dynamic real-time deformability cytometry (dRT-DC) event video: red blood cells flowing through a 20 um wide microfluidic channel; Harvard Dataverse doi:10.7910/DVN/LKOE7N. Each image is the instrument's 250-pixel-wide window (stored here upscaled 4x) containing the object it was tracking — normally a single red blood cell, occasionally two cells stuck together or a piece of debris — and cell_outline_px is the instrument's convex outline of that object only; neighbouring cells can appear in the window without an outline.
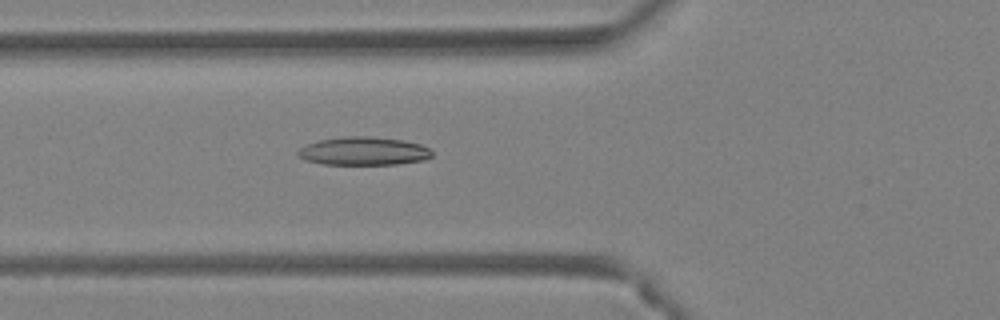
{"species": "Egyptian fruit bat (a non-hibernating species)", "species_latin": "Rousettus aegyptiacus", "temperature_condition": "warm", "stored_images_in_passage": 35, "camera_frame_rate_fps": 3000, "um_per_image_px": 0.085, "animal": {"sex": "female"}, "frame": {"image": 1, "passage_image": 6, "time_ms": 1.667, "image_size_px": [1000, 320], "cell_outline_px": [[432, 156], [424, 160], [396, 164], [324, 164], [304, 160], [296, 152], [304, 144], [320, 140], [344, 136], [368, 136], [404, 140], [420, 144], [428, 148], [432, 152]], "centroid_in_image_um": [30.89, 12.84], "position_along_channel_um": 94.9, "area_um2": 22.08}}
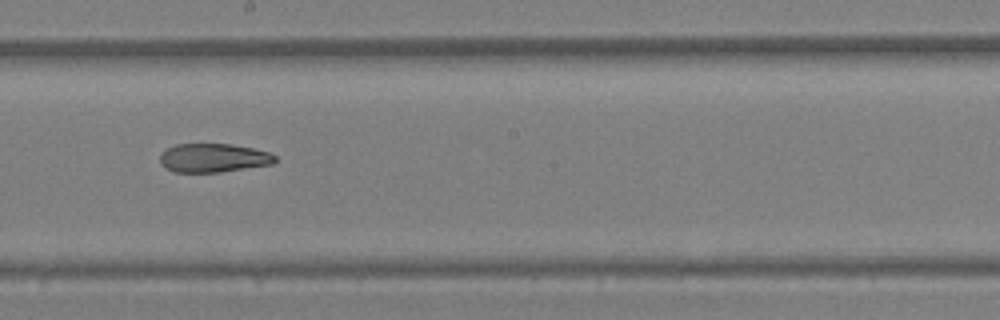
{"frame": {"image": 2, "passage_image": 15, "time_ms": 4.667, "image_size_px": [1000, 320], "cell_outline_px": [[276, 160], [272, 164], [220, 172], [172, 172], [160, 164], [160, 156], [168, 148], [176, 144], [232, 144], [252, 148], [268, 152], [276, 156]], "centroid_in_image_um": [18.13, 13.42], "position_along_channel_um": 230.1, "area_um2": 19.19}}
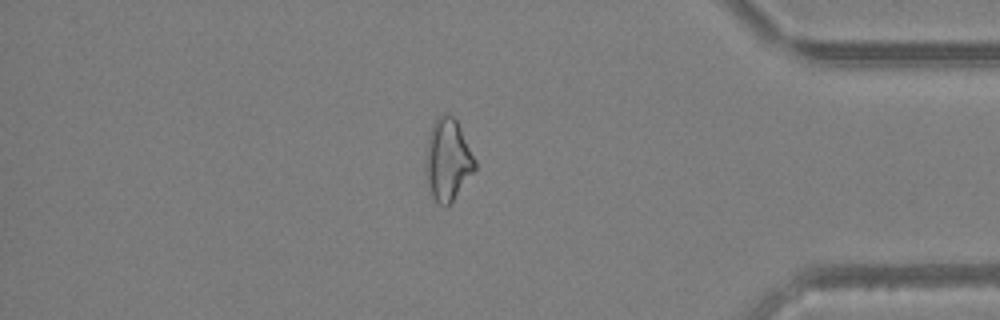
{"frame": {"image": 3, "passage_image": 28, "time_ms": 9.0, "image_size_px": [1000, 320], "cell_outline_px": [[476, 168], [452, 200], [444, 208], [432, 196], [428, 184], [424, 168], [424, 164], [428, 136], [432, 124], [444, 112], [448, 112], [456, 120], [476, 160]], "centroid_in_image_um": [38.03, 13.55], "position_along_channel_um": 397.2, "area_um2": 23.29}, "authors_computed_cell_mechanics": {"area_um2": 21.2704, "velocity_mm_per_s": 4.5025, "shape_relaxation_time_tau1_ms": null, "shape_relaxation_time_tau2_ms": 4.73, "deformation_change_tau1": null, "deformation_change_tau2": 0.1367}}